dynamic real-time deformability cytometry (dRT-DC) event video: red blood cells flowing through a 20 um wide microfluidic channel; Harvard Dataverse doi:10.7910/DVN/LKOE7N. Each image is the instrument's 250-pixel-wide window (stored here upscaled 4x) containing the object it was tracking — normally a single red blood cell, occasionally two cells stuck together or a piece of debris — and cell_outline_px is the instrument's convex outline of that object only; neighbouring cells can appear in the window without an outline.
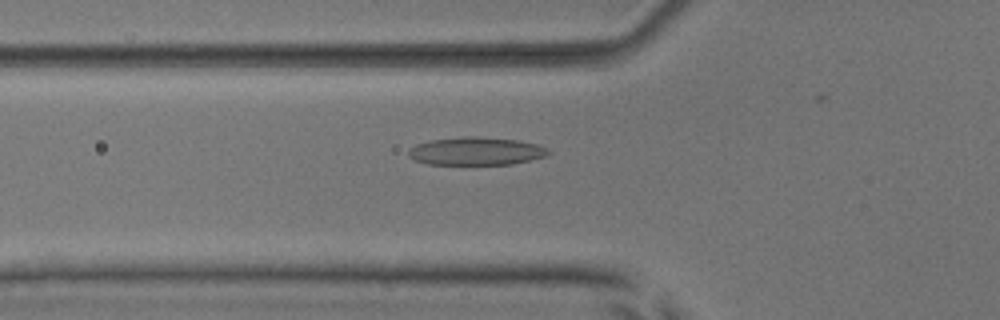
{"species": "common noctule bat (a hibernating species)", "species_latin": "Nyctalus noctula", "temperature_condition": "room temperature", "stored_images_in_passage": 43, "camera_frame_rate_fps": 3000, "um_per_image_px": 0.085, "animal": {"sex": "male", "body_mass_g": 17.9, "forearm_length_mm": 54.2}, "frame": {"image": 1, "passage_image": 9, "time_ms": 2.667, "image_size_px": [1000, 320], "cell_outline_px": [[552, 152], [548, 156], [512, 164], [428, 164], [416, 160], [408, 156], [408, 152], [416, 144], [432, 140], [464, 136], [476, 136], [520, 140], [536, 144], [548, 148]], "centroid_in_image_um": [40.53, 12.84], "position_along_channel_um": 85.3, "area_um2": 22.83}}
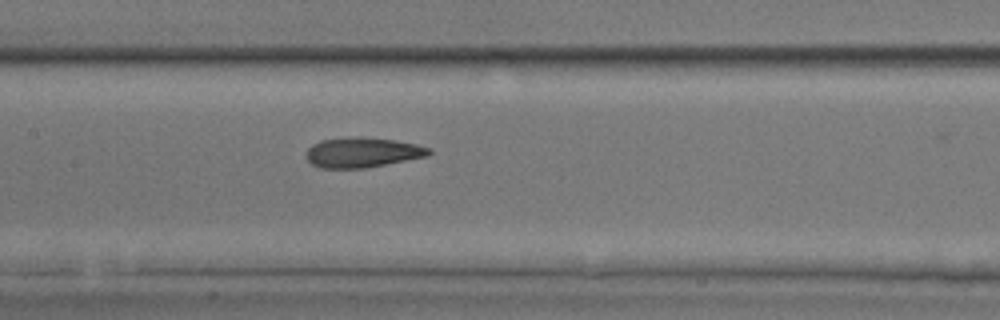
{"frame": {"image": 2, "passage_image": 16, "time_ms": 5.0, "image_size_px": [1000, 320], "cell_outline_px": [[432, 152], [428, 156], [364, 168], [320, 168], [312, 164], [304, 156], [304, 152], [312, 144], [320, 140], [360, 136], [396, 140], [416, 144], [432, 148]], "centroid_in_image_um": [30.79, 12.95], "position_along_channel_um": 176.6, "area_um2": 21.68}}
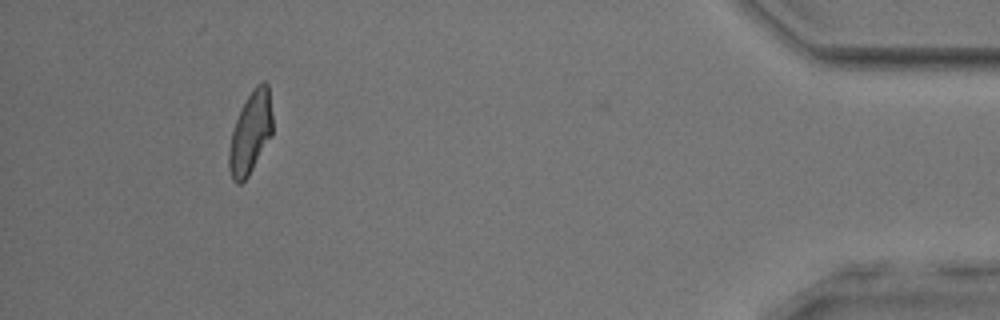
{"frame": {"image": 3, "passage_image": 39, "time_ms": 12.667, "image_size_px": [1000, 320], "cell_outline_px": [[272, 136], [248, 176], [240, 184], [236, 184], [232, 180], [228, 168], [228, 152], [232, 132], [236, 120], [252, 88], [256, 84], [264, 80], [268, 84], [272, 116]], "centroid_in_image_um": [21.29, 11.31], "position_along_channel_um": 413.9, "area_um2": 20.81}, "authors_computed_cell_mechanics": {"area_um2": 21.675, "velocity_mm_per_s": 3.8941, "shape_relaxation_time_tau1_ms": 5.0236, "shape_relaxation_time_tau2_ms": 1.9539, "deformation_change_tau1": 0.1666, "deformation_change_tau2": 0.0921}}